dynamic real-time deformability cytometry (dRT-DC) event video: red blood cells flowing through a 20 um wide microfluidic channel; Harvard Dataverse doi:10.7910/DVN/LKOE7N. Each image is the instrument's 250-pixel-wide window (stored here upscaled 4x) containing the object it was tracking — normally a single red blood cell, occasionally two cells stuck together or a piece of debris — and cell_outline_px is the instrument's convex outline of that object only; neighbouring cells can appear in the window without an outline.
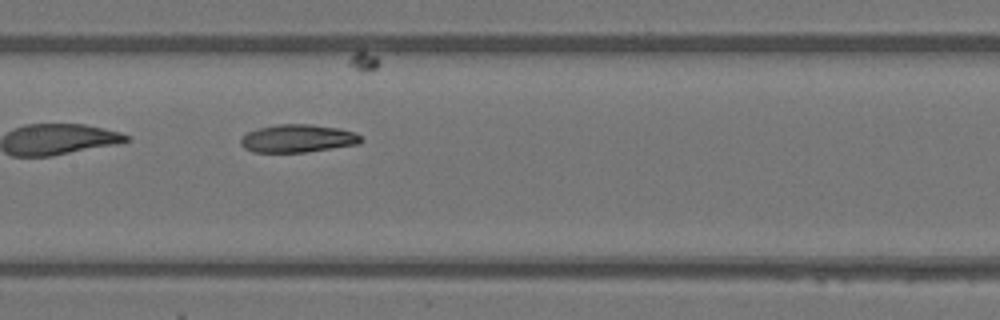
{"species": "Egyptian fruit bat (a non-hibernating species)", "species_latin": "Rousettus aegyptiacus", "temperature_condition": "warm", "stored_images_in_passage": 30, "camera_frame_rate_fps": 3000, "um_per_image_px": 0.085, "animal": {"sex": "female"}, "frame": {"image": 1, "passage_image": 9, "time_ms": 2.667, "image_size_px": [1000, 320], "cell_outline_px": [[364, 140], [360, 144], [308, 152], [252, 152], [244, 148], [240, 144], [240, 140], [248, 132], [260, 128], [276, 124], [312, 124], [340, 128], [356, 132]], "centroid_in_image_um": [25.36, 11.77], "position_along_channel_um": 182.0, "area_um2": 19.77}}
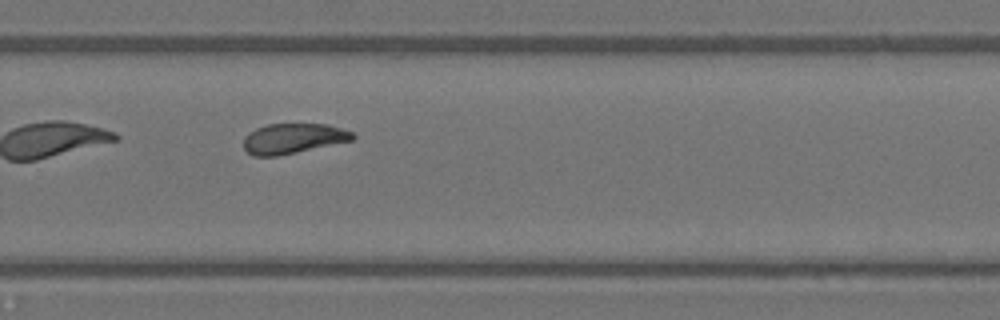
{"frame": {"image": 2, "passage_image": 18, "time_ms": 5.667, "image_size_px": [1000, 320], "cell_outline_px": [[356, 136], [352, 140], [296, 152], [276, 156], [252, 156], [244, 148], [244, 136], [256, 128], [268, 124], [328, 124], [352, 132]], "centroid_in_image_um": [24.89, 11.77], "position_along_channel_um": 304.9, "area_um2": 18.96}}